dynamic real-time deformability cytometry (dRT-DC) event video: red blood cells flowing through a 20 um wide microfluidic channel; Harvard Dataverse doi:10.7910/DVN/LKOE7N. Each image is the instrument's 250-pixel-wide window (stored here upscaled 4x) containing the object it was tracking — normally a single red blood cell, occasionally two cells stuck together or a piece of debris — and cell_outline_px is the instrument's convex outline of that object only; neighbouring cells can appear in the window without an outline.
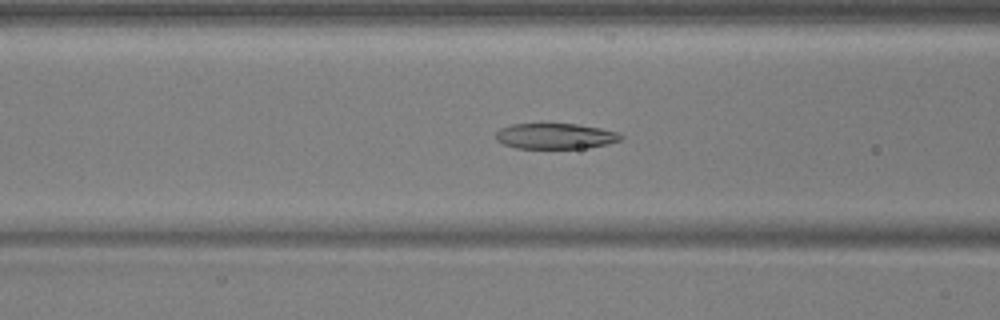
{"species": "common noctule bat (a hibernating species)", "species_latin": "Nyctalus noctula", "temperature_condition": "warm", "stored_images_in_passage": 48, "camera_frame_rate_fps": 3000, "um_per_image_px": 0.085, "animal": {"sex": "male", "body_mass_g": 17.9, "forearm_length_mm": 54.2}, "frame": {"image": 1, "passage_image": 16, "time_ms": 5.0, "image_size_px": [1000, 320], "cell_outline_px": [[624, 136], [620, 140], [608, 144], [588, 148], [516, 148], [504, 144], [496, 140], [496, 132], [500, 128], [512, 124], [576, 124], [600, 128], [616, 132]], "centroid_in_image_um": [47.2, 11.57], "position_along_channel_um": 119.4, "area_um2": 18.61}}
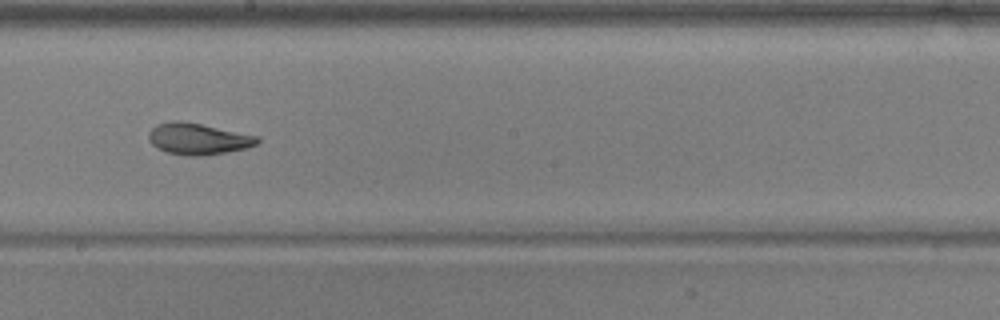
{"frame": {"image": 2, "passage_image": 25, "time_ms": 8.0, "image_size_px": [1000, 320], "cell_outline_px": [[260, 140], [256, 144], [248, 148], [204, 156], [184, 156], [168, 152], [156, 148], [148, 140], [148, 132], [156, 124], [172, 120], [180, 120], [260, 136]], "centroid_in_image_um": [16.82, 11.8], "position_along_channel_um": 231.4, "area_um2": 20.11}}
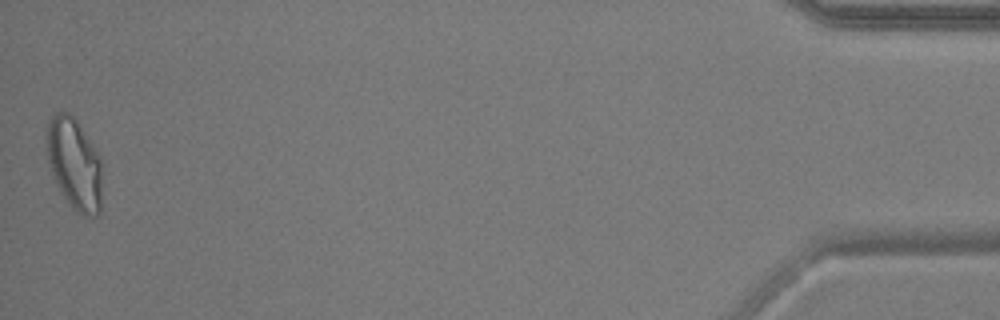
{"frame": {"image": 3, "passage_image": 48, "time_ms": 15.667, "image_size_px": [1000, 320], "cell_outline_px": [[100, 216], [84, 216], [76, 212], [68, 204], [60, 192], [56, 184], [48, 160], [48, 120], [56, 112], [68, 112], [76, 120], [100, 156]], "centroid_in_image_um": [6.32, 13.97], "position_along_channel_um": 428.9, "area_um2": 29.13}, "authors_computed_cell_mechanics": {"area_um2": 21.097, "velocity_mm_per_s": 3.7241, "shape_relaxation_time_tau1_ms": 10.5834, "shape_relaxation_time_tau2_ms": 2.053, "deformation_change_tau1": 0.2778, "deformation_change_tau2": 0.0783}}